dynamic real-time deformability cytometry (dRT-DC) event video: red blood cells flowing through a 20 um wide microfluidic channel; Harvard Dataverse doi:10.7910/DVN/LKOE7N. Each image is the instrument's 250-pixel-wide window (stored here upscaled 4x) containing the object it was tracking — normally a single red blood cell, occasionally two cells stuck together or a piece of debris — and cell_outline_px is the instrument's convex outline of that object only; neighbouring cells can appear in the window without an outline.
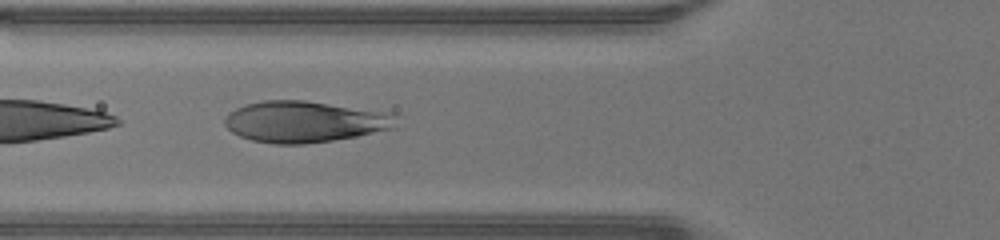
{"species": "human", "species_latin": "Homo sapiens", "temperature_condition": "warm", "stored_images_in_passage": 24, "camera_frame_rate_fps": 3000, "um_per_image_px": 0.085, "donor": {"sex": "male"}, "frame": {"image": 1, "passage_image": 16, "time_ms": 5.0, "image_size_px": [1000, 240], "cell_outline_px": [[396, 116], [392, 128], [356, 136], [332, 140], [304, 144], [276, 144], [252, 140], [240, 136], [232, 132], [224, 124], [224, 120], [228, 112], [244, 104], [264, 100], [304, 100], [392, 112]], "centroid_in_image_um": [25.85, 10.33], "position_along_channel_um": 99.9, "area_um2": 41.21}}
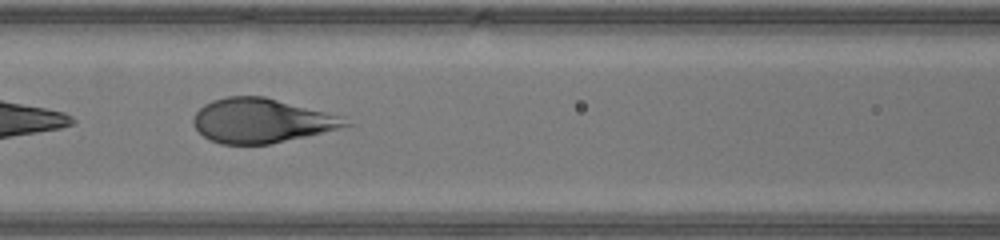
{"frame": {"image": 2, "passage_image": 19, "time_ms": 6.0, "image_size_px": [1000, 240], "cell_outline_px": [[352, 124], [308, 136], [268, 144], [220, 144], [204, 136], [192, 124], [192, 120], [196, 112], [204, 104], [212, 100], [228, 96], [264, 96], [340, 116]], "centroid_in_image_um": [22.16, 10.25], "position_along_channel_um": 144.4, "area_um2": 38.78}}